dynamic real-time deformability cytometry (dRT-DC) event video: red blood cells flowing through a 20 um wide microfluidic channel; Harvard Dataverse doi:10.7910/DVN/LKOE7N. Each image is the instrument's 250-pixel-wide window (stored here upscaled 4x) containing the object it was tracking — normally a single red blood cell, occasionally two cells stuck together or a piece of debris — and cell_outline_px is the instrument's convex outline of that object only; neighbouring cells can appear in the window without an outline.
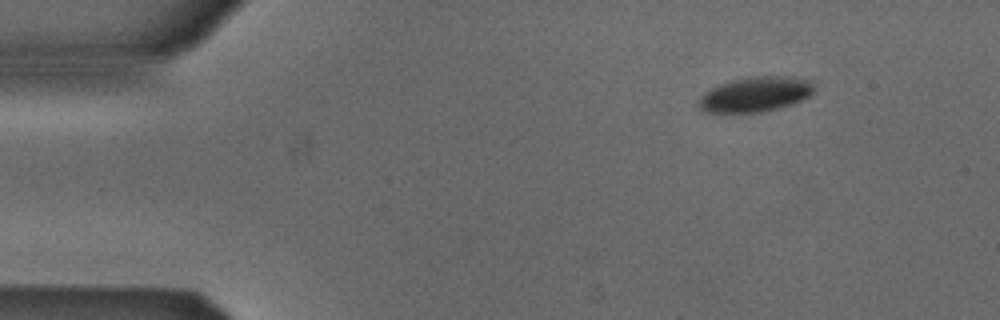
{"species": "Egyptian fruit bat (a non-hibernating species)", "species_latin": "Rousettus aegyptiacus", "temperature_condition": "cold", "stored_images_in_passage": 43, "camera_frame_rate_fps": 3000, "um_per_image_px": 0.085, "animal": {"sex": "male"}, "frame": {"image": 1, "passage_image": 1, "time_ms": 0.0, "image_size_px": [1000, 320], "cell_outline_px": [[812, 92], [808, 96], [792, 104], [760, 112], [704, 112], [696, 104], [696, 100], [704, 92], [720, 84], [732, 80], [748, 76], [788, 76], [812, 80]], "centroid_in_image_um": [64.15, 8.0], "position_along_channel_um": 20.8, "area_um2": 23.47}}
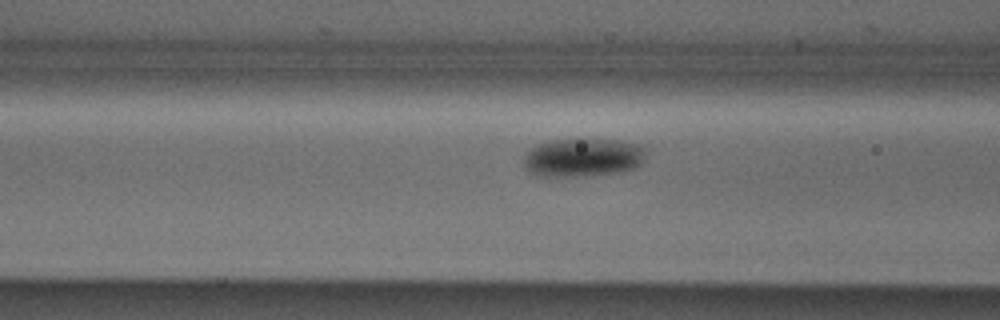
{"frame": {"image": 2, "passage_image": 15, "time_ms": 4.667, "image_size_px": [1000, 320], "cell_outline_px": [[644, 160], [636, 168], [624, 172], [576, 176], [540, 176], [532, 172], [524, 164], [524, 156], [536, 144], [548, 140], [620, 140], [640, 144], [644, 148]], "centroid_in_image_um": [49.59, 13.38], "position_along_channel_um": 117.0, "area_um2": 27.22}}
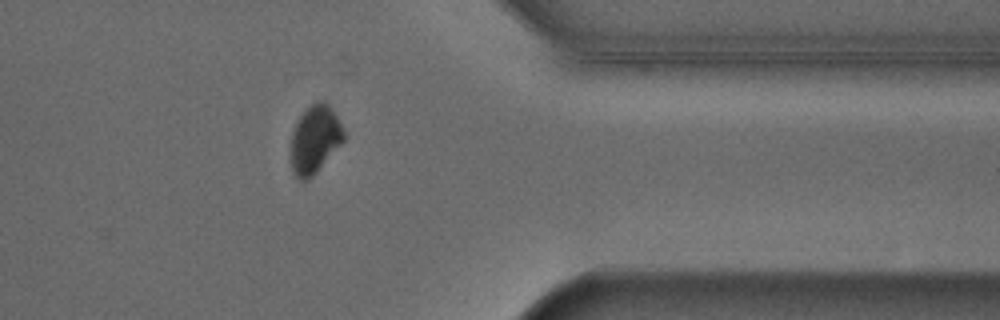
{"frame": {"image": 3, "passage_image": 37, "time_ms": 12.0, "image_size_px": [1000, 320], "cell_outline_px": [[344, 140], [316, 172], [308, 180], [300, 180], [292, 172], [292, 132], [300, 116], [316, 100], [324, 100], [332, 108], [344, 132]], "centroid_in_image_um": [26.77, 11.83], "position_along_channel_um": 384.6, "area_um2": 20.46}, "authors_computed_cell_mechanics": {"area_um2": 25.6632, "velocity_mm_per_s": 3.8556, "shape_relaxation_time_tau1_ms": 1.5786, "shape_relaxation_time_tau2_ms": null, "deformation_change_tau1": 0.0501, "deformation_change_tau2": null}}